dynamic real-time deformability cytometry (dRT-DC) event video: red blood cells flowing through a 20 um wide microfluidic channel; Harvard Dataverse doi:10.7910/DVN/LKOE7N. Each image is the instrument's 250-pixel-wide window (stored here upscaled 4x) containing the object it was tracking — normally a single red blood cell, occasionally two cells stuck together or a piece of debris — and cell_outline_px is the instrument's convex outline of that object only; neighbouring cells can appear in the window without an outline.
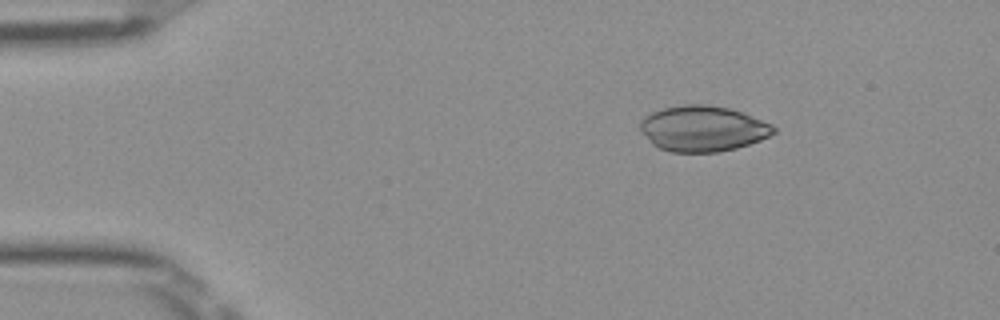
{"species": "Egyptian fruit bat (a non-hibernating species)", "species_latin": "Rousettus aegyptiacus", "temperature_condition": "room temperature", "stored_images_in_passage": 43, "camera_frame_rate_fps": 3000, "um_per_image_px": 0.085, "frame": {"image": 1, "passage_image": 1, "time_ms": 0.0, "image_size_px": [1000, 320], "cell_outline_px": [[776, 132], [760, 140], [736, 148], [720, 152], [672, 152], [660, 148], [652, 144], [640, 132], [640, 120], [644, 116], [652, 112], [664, 108], [684, 104], [708, 104], [728, 108], [740, 112], [772, 124], [776, 128]], "centroid_in_image_um": [59.71, 10.93], "position_along_channel_um": 25.3, "area_um2": 35.49}}
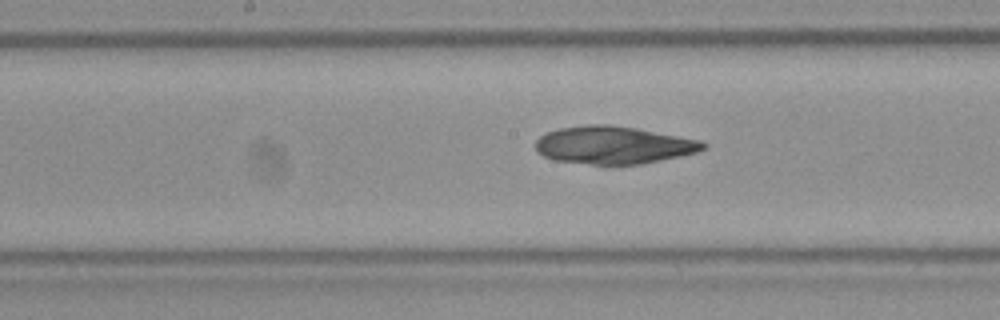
{"frame": {"image": 2, "passage_image": 19, "time_ms": 6.0, "image_size_px": [1000, 320], "cell_outline_px": [[708, 148], [696, 152], [680, 156], [640, 164], [592, 164], [556, 160], [544, 156], [536, 152], [536, 140], [544, 132], [560, 128], [588, 124], [608, 124], [636, 128], [700, 140], [708, 144]], "centroid_in_image_um": [52.14, 12.32], "position_along_channel_um": 196.1, "area_um2": 36.7}}
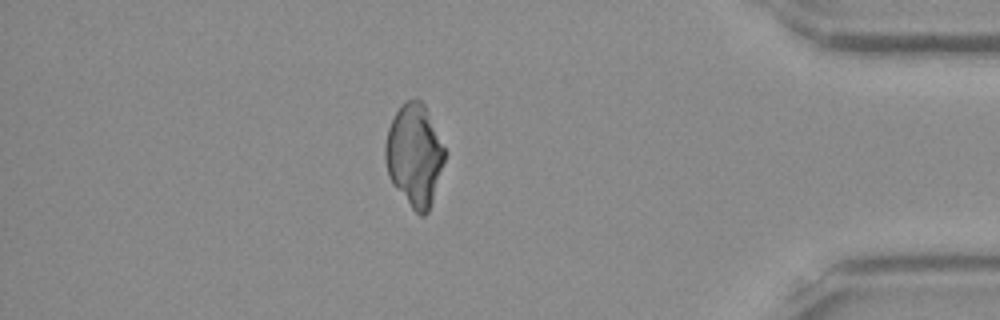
{"frame": {"image": 3, "passage_image": 37, "time_ms": 12.0, "image_size_px": [1000, 320], "cell_outline_px": [[444, 160], [432, 200], [428, 212], [424, 216], [420, 216], [412, 208], [392, 184], [388, 176], [384, 160], [384, 144], [388, 128], [400, 104], [416, 96], [424, 104], [444, 148]], "centroid_in_image_um": [35.18, 13.17], "position_along_channel_um": 400.0, "area_um2": 35.08}}